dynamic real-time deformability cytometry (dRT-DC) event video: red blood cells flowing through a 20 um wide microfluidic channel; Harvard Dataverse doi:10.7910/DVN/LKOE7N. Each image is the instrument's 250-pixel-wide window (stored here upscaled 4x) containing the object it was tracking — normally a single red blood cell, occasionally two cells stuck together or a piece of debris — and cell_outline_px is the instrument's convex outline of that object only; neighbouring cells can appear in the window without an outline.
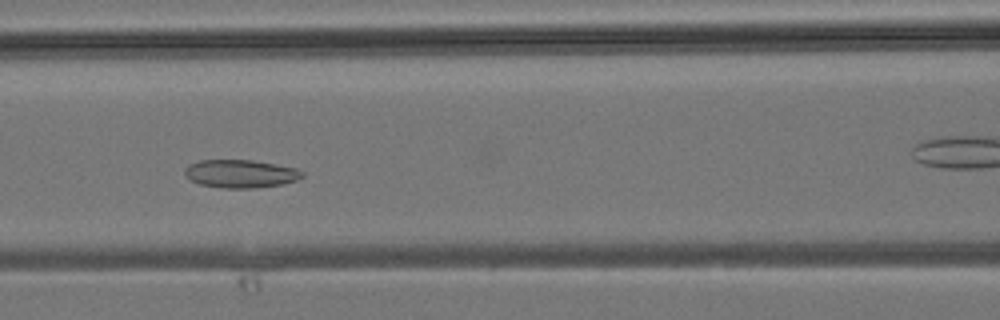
{"species": "common noctule bat (a hibernating species)", "species_latin": "Nyctalus noctula", "temperature_condition": "room temperature", "stored_images_in_passage": 39, "camera_frame_rate_fps": 3000, "um_per_image_px": 0.085, "animal": {"sex": "male", "body_mass_g": 19.2, "forearm_length_mm": 51.8}, "frame": {"image": 1, "passage_image": 16, "time_ms": 5.0, "image_size_px": [1000, 320], "cell_outline_px": [[304, 176], [296, 180], [284, 184], [256, 188], [224, 188], [200, 184], [192, 180], [184, 172], [184, 168], [188, 164], [200, 160], [252, 160], [276, 164], [296, 168], [304, 172]], "centroid_in_image_um": [20.48, 14.76], "position_along_channel_um": 146.1, "area_um2": 19.25}}
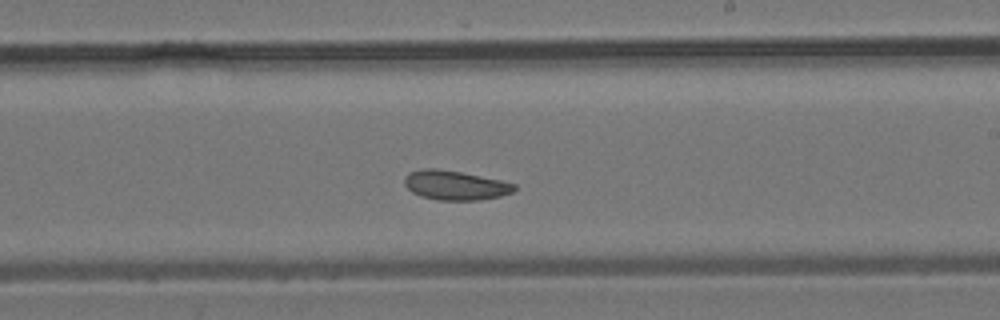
{"frame": {"image": 2, "passage_image": 22, "time_ms": 7.0, "image_size_px": [1000, 320], "cell_outline_px": [[516, 188], [512, 192], [500, 196], [480, 200], [436, 200], [420, 196], [412, 192], [404, 184], [404, 176], [408, 172], [424, 168], [436, 168], [460, 172], [500, 180], [516, 184]], "centroid_in_image_um": [38.65, 15.75], "position_along_channel_um": 250.3, "area_um2": 18.84}}
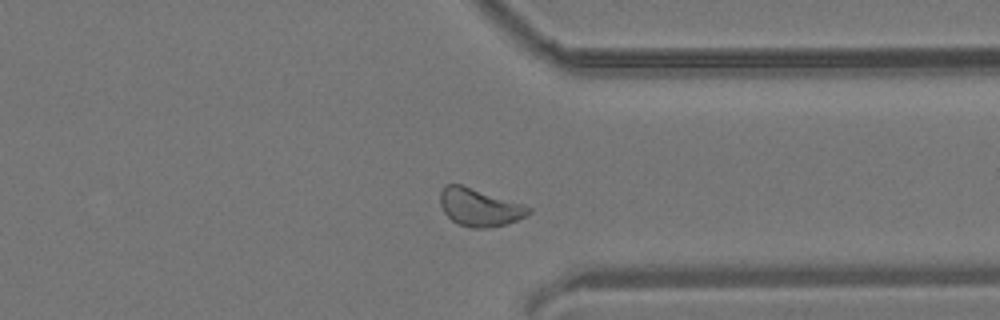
{"frame": {"image": 3, "passage_image": 29, "time_ms": 9.333, "image_size_px": [1000, 320], "cell_outline_px": [[532, 212], [528, 216], [508, 224], [488, 228], [468, 228], [456, 224], [444, 212], [440, 204], [440, 192], [444, 184], [460, 184], [532, 208]], "centroid_in_image_um": [40.74, 17.65], "position_along_channel_um": 370.7, "area_um2": 19.42}}